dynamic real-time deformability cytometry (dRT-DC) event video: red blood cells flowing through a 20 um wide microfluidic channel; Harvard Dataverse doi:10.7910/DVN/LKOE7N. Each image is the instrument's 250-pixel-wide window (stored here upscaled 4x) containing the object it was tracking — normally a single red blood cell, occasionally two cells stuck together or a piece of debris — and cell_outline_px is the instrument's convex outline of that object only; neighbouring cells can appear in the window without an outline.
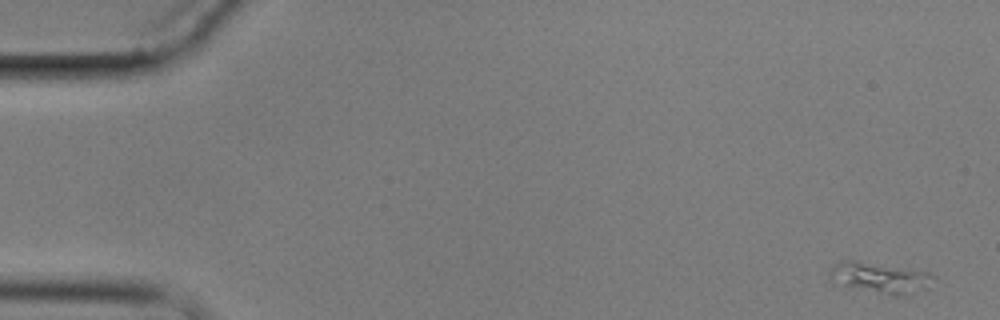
{"species": "common noctule bat (a hibernating species)", "species_latin": "Nyctalus noctula", "temperature_condition": "cold", "stored_images_in_passage": 6, "camera_frame_rate_fps": 3000, "um_per_image_px": 0.085, "animal": {"sex": "male", "body_mass_g": 17.9}, "frame": {"image": 1, "passage_image": 1, "time_ms": 0.0, "image_size_px": [1000, 320], "cell_outline_px": [[932, 276], [928, 288], [904, 296], [892, 296], [832, 284], [828, 276], [832, 268], [836, 264], [844, 260], [852, 260], [928, 272]], "centroid_in_image_um": [74.72, 23.65], "position_along_channel_um": 10.3, "area_um2": 18.55}}
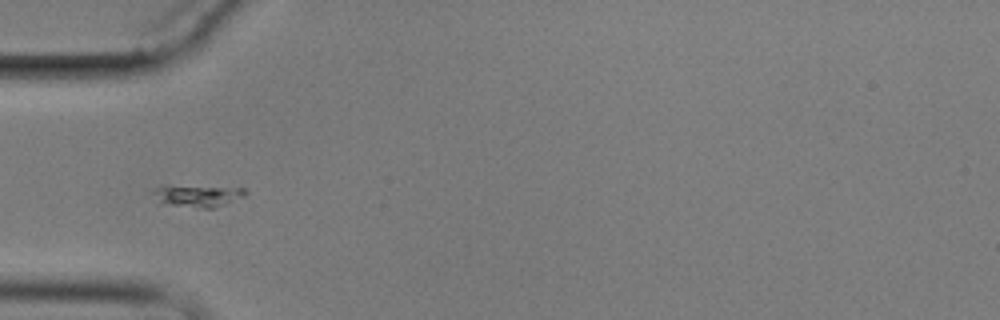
{"frame": {"image": 2, "passage_image": 6, "time_ms": 5.667, "image_size_px": [1000, 320], "cell_outline_px": [[248, 192], [244, 196], [212, 208], [204, 208], [160, 204], [152, 192], [156, 188], [244, 188]], "centroid_in_image_um": [16.82, 16.7], "position_along_channel_um": 68.2, "area_um2": 10.75}}